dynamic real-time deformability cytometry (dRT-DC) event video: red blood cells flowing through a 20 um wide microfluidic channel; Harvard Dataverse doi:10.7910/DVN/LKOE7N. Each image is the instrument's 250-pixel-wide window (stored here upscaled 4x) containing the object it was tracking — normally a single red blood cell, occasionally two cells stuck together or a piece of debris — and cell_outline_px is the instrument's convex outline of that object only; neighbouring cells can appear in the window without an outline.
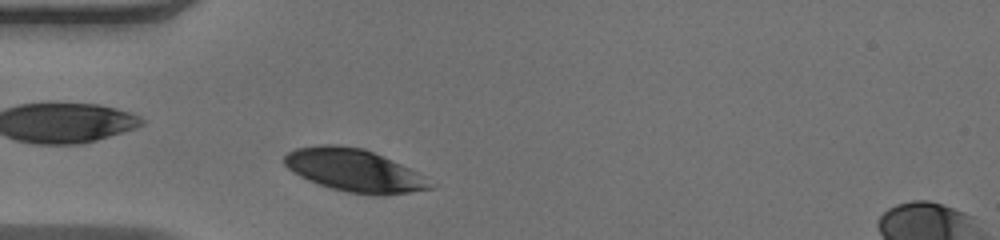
{"species": "human", "species_latin": "Homo sapiens", "temperature_condition": "warm", "stored_images_in_passage": 35, "camera_frame_rate_fps": 3000, "um_per_image_px": 0.085, "donor": {"sex": "male"}, "frame": {"image": 1, "passage_image": 2, "time_ms": 0.333, "image_size_px": [1000, 240], "cell_outline_px": [[436, 188], [412, 192], [384, 196], [372, 196], [348, 192], [332, 188], [308, 180], [292, 172], [284, 164], [284, 156], [288, 152], [296, 148], [320, 144], [336, 144], [364, 148], [400, 164], [416, 172]], "centroid_in_image_um": [30.08, 14.49], "position_along_channel_um": 54.9, "area_um2": 36.13}}
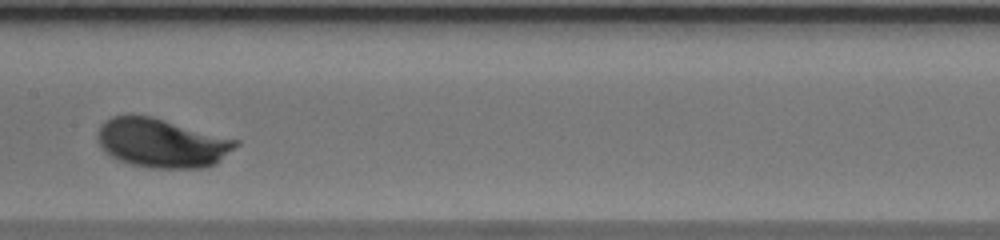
{"frame": {"image": 2, "passage_image": 13, "time_ms": 4.0, "image_size_px": [1000, 240], "cell_outline_px": [[240, 144], [216, 164], [204, 168], [152, 168], [128, 164], [112, 156], [100, 148], [96, 140], [96, 136], [100, 128], [112, 116], [128, 112], [132, 112], [152, 116], [240, 140]], "centroid_in_image_um": [13.75, 12.13], "position_along_channel_um": 193.7, "area_um2": 40.17}}
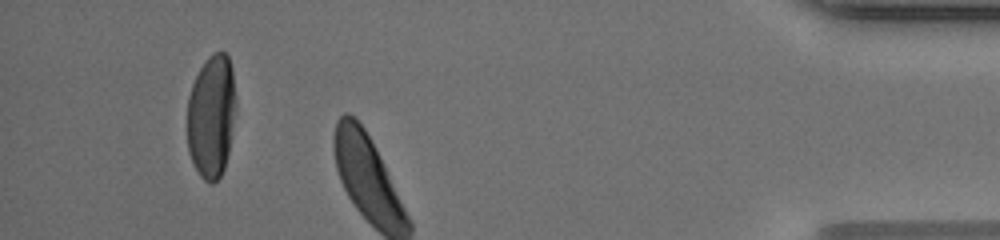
{"frame": {"image": 3, "passage_image": 32, "time_ms": 10.333, "image_size_px": [1000, 240], "cell_outline_px": [[236, 100], [228, 152], [224, 168], [220, 176], [212, 184], [204, 180], [200, 176], [188, 152], [188, 96], [192, 84], [204, 60], [212, 52], [224, 52], [228, 56], [232, 68], [236, 96]], "centroid_in_image_um": [17.97, 9.84], "position_along_channel_um": 417.2, "area_um2": 34.85}, "authors_computed_cell_mechanics": {"area_um2": 38.3792, "velocity_mm_per_s": 4.0054, "shape_relaxation_time_tau1_ms": 1.7985, "shape_relaxation_time_tau2_ms": null, "deformation_change_tau1": 0.1302, "deformation_change_tau2": null}}